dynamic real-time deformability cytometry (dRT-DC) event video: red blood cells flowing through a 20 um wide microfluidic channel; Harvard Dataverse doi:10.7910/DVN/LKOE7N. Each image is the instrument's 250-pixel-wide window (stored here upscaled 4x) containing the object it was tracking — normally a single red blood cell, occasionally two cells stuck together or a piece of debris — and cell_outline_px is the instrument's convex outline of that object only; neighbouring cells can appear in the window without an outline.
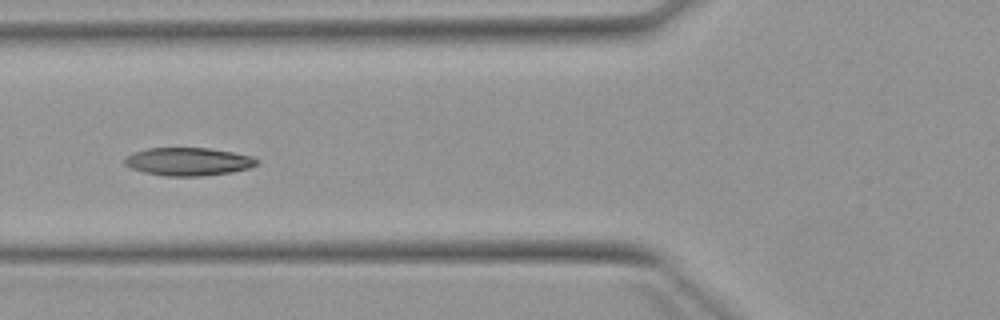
{"species": "Egyptian fruit bat (a non-hibernating species)", "species_latin": "Rousettus aegyptiacus", "temperature_condition": "warm", "stored_images_in_passage": 5, "camera_frame_rate_fps": 3000, "um_per_image_px": 0.085, "animal": {"sex": "female"}, "frame": {"image": 1, "passage_image": 5, "time_ms": 4.667, "image_size_px": [1000, 320], "cell_outline_px": [[256, 164], [248, 168], [232, 172], [204, 176], [164, 176], [144, 172], [132, 168], [124, 164], [124, 160], [132, 152], [148, 148], [208, 148], [232, 152], [252, 156], [256, 160]], "centroid_in_image_um": [15.97, 13.74], "position_along_channel_um": 109.8, "area_um2": 21.44}}